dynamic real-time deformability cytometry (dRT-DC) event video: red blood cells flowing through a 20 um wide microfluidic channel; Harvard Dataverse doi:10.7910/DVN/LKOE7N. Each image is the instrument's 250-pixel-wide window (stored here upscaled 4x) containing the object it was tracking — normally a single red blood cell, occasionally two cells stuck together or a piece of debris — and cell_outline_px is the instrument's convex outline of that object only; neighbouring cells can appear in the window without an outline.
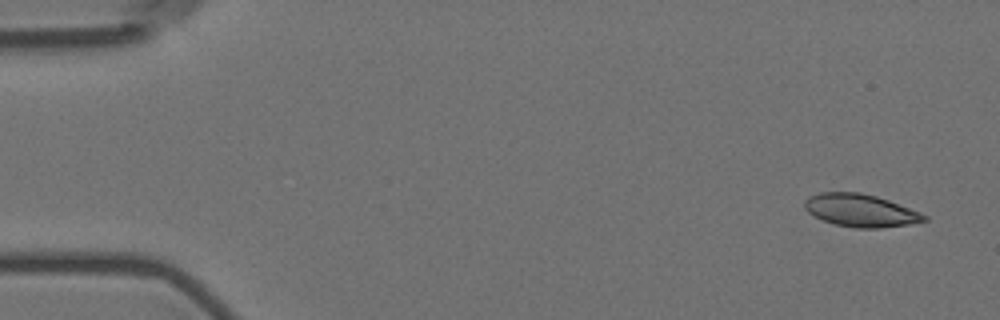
{"species": "Egyptian fruit bat (a non-hibernating species)", "species_latin": "Rousettus aegyptiacus", "temperature_condition": "room temperature", "stored_images_in_passage": 6, "camera_frame_rate_fps": 3000, "um_per_image_px": 0.085, "animal": {"sex": "female"}, "frame": {"image": 1, "passage_image": 1, "time_ms": 0.0, "image_size_px": [1000, 320], "cell_outline_px": [[928, 220], [908, 224], [880, 228], [856, 228], [836, 224], [824, 220], [808, 212], [804, 208], [804, 200], [808, 196], [820, 192], [860, 192], [876, 196], [888, 200], [920, 212], [928, 216]], "centroid_in_image_um": [73.14, 17.88], "position_along_channel_um": 11.9, "area_um2": 22.66}}